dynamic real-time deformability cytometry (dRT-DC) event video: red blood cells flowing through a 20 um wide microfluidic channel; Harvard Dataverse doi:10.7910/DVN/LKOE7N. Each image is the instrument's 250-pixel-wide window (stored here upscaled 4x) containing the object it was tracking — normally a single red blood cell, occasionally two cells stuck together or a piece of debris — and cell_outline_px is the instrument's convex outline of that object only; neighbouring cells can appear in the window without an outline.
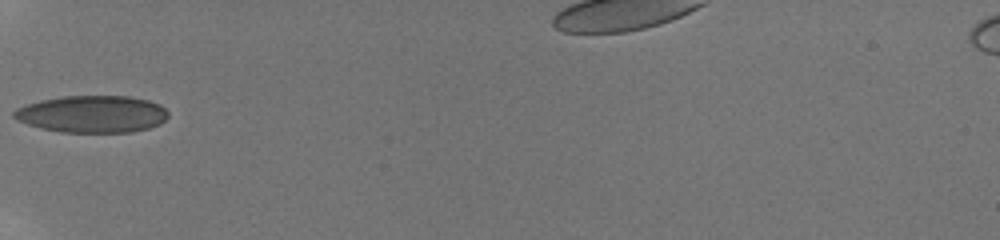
{"species": "human", "species_latin": "Homo sapiens", "temperature_condition": "room temperature", "stored_images_in_passage": 37, "camera_frame_rate_fps": 3000, "um_per_image_px": 0.085, "donor": {"sex": "male"}, "frame": {"image": 1, "passage_image": 1, "time_ms": 0.0, "image_size_px": [1000, 240], "cell_outline_px": [[168, 116], [160, 124], [148, 128], [132, 132], [60, 132], [40, 128], [28, 124], [12, 116], [12, 112], [16, 108], [40, 100], [64, 96], [128, 96], [148, 100], [160, 104], [168, 112]], "centroid_in_image_um": [7.85, 9.69], "position_along_channel_um": 77.2, "area_um2": 33.29}}
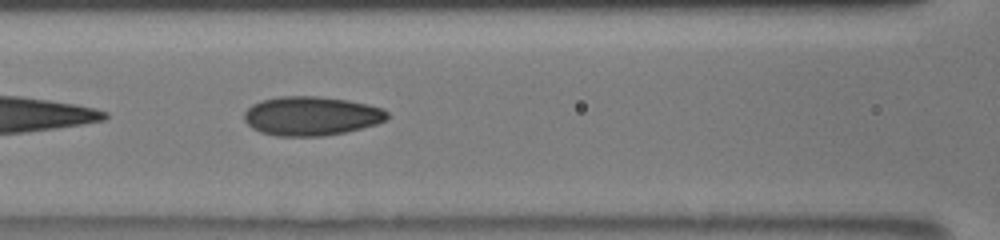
{"frame": {"image": 2, "passage_image": 6, "time_ms": 1.667, "image_size_px": [1000, 240], "cell_outline_px": [[388, 116], [384, 120], [376, 124], [344, 132], [324, 136], [276, 136], [260, 132], [252, 128], [244, 120], [244, 112], [252, 104], [260, 100], [280, 96], [316, 96], [348, 100], [368, 104], [380, 108], [388, 112]], "centroid_in_image_um": [26.41, 9.85], "position_along_channel_um": 140.2, "area_um2": 32.54}}
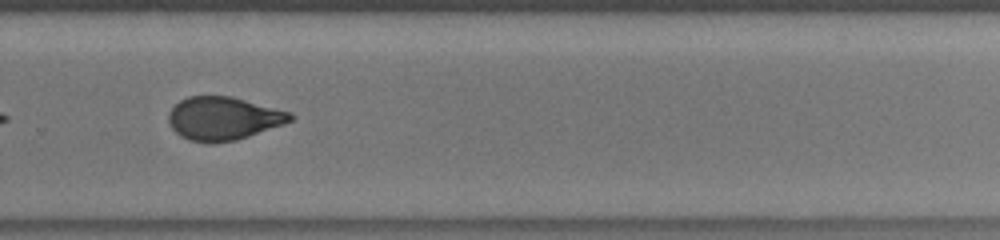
{"frame": {"image": 3, "passage_image": 21, "time_ms": 6.0, "image_size_px": [1000, 240], "cell_outline_px": [[296, 116], [292, 120], [284, 124], [236, 140], [212, 144], [208, 144], [188, 140], [180, 136], [172, 128], [168, 120], [168, 112], [180, 100], [188, 96], [228, 96], [292, 112]], "centroid_in_image_um": [18.97, 10.08], "position_along_channel_um": 310.8, "area_um2": 30.75}, "authors_computed_cell_mechanics": {"area_um2": 31.0386, "velocity_mm_per_s": 3.9518, "shape_relaxation_time_tau1_ms": 5.6282, "shape_relaxation_time_tau2_ms": 1.2245, "deformation_change_tau1": 0.1634, "deformation_change_tau2": 0.0571}}